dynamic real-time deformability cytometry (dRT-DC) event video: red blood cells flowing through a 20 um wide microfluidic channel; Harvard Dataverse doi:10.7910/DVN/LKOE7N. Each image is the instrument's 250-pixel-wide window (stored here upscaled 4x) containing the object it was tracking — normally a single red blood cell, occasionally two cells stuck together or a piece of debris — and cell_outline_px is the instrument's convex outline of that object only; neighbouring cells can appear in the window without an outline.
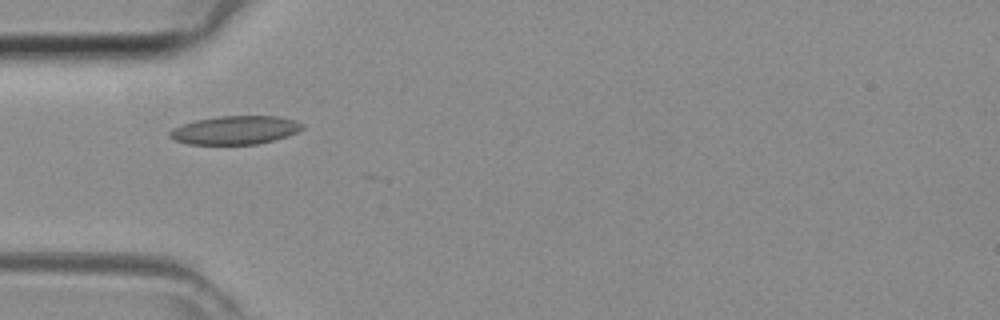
{"species": "common noctule bat (a hibernating species)", "species_latin": "Nyctalus noctula", "temperature_condition": "room temperature", "stored_images_in_passage": 12, "camera_frame_rate_fps": 3000, "um_per_image_px": 0.085, "animal": {"sex": "female", "body_mass_g": 29.2, "forearm_length_mm": 56.3}, "frame": {"image": 1, "passage_image": 1, "time_ms": 0.0, "image_size_px": [1000, 320], "cell_outline_px": [[304, 128], [296, 132], [272, 140], [256, 144], [188, 144], [176, 140], [168, 136], [168, 132], [172, 128], [196, 120], [220, 116], [280, 116], [296, 120], [304, 124]], "centroid_in_image_um": [19.99, 11.05], "position_along_channel_um": 65.0, "area_um2": 21.85}}
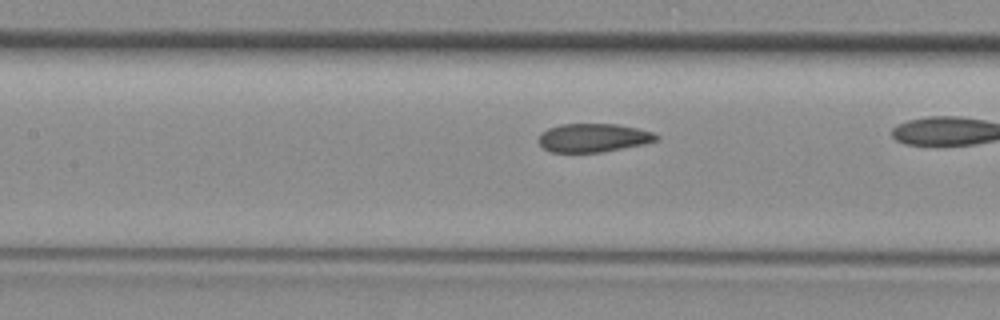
{"frame": {"image": 2, "passage_image": 5, "time_ms": 1.333, "image_size_px": [1000, 320], "cell_outline_px": [[660, 136], [656, 140], [644, 144], [600, 152], [552, 152], [544, 148], [540, 144], [540, 132], [548, 128], [560, 124], [616, 124], [636, 128], [652, 132]], "centroid_in_image_um": [50.42, 11.7], "position_along_channel_um": 157.0, "area_um2": 19.36}}